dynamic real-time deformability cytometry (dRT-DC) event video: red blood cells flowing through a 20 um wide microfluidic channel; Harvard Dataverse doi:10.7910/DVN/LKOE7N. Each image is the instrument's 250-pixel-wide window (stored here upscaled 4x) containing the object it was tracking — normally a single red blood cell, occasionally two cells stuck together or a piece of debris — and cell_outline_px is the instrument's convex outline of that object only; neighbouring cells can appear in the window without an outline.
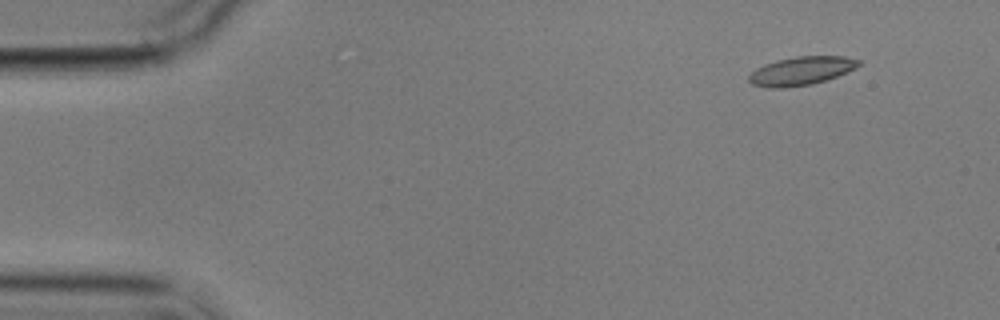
{"species": "common noctule bat (a hibernating species)", "species_latin": "Nyctalus noctula", "temperature_condition": "cold", "stored_images_in_passage": 4, "camera_frame_rate_fps": 3000, "um_per_image_px": 0.085, "animal": {"sex": "male", "body_mass_g": 17.9}, "frame": {"image": 1, "passage_image": 1, "time_ms": 0.0, "image_size_px": [1000, 320], "cell_outline_px": [[860, 64], [856, 68], [848, 72], [812, 84], [784, 88], [768, 88], [752, 84], [748, 80], [748, 76], [756, 68], [764, 64], [776, 60], [796, 56], [844, 56], [860, 60]], "centroid_in_image_um": [68.09, 6.02], "position_along_channel_um": 16.9, "area_um2": 18.26}}
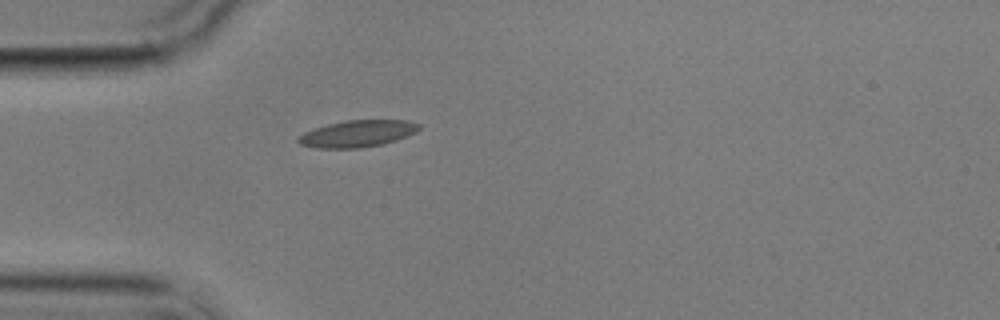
{"frame": {"image": 2, "passage_image": 4, "time_ms": 3.667, "image_size_px": [1000, 320], "cell_outline_px": [[420, 128], [416, 132], [396, 140], [384, 144], [360, 148], [316, 148], [300, 144], [296, 140], [296, 136], [304, 132], [328, 124], [344, 120], [408, 120], [420, 124]], "centroid_in_image_um": [30.37, 11.36], "position_along_channel_um": 54.6, "area_um2": 18.96}}